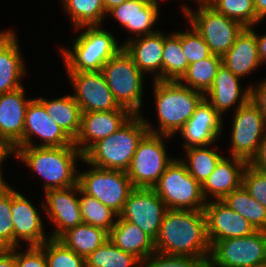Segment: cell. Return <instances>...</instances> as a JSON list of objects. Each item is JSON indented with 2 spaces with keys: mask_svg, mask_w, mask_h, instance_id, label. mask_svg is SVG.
Masks as SVG:
<instances>
[{
  "mask_svg": "<svg viewBox=\"0 0 266 267\" xmlns=\"http://www.w3.org/2000/svg\"><path fill=\"white\" fill-rule=\"evenodd\" d=\"M131 56L138 69L145 72L156 73L153 80L162 81V53L164 48V33L158 31L137 38H130L121 44Z\"/></svg>",
  "mask_w": 266,
  "mask_h": 267,
  "instance_id": "obj_24",
  "label": "cell"
},
{
  "mask_svg": "<svg viewBox=\"0 0 266 267\" xmlns=\"http://www.w3.org/2000/svg\"><path fill=\"white\" fill-rule=\"evenodd\" d=\"M242 186L262 206L266 208V173L250 165L245 167Z\"/></svg>",
  "mask_w": 266,
  "mask_h": 267,
  "instance_id": "obj_43",
  "label": "cell"
},
{
  "mask_svg": "<svg viewBox=\"0 0 266 267\" xmlns=\"http://www.w3.org/2000/svg\"><path fill=\"white\" fill-rule=\"evenodd\" d=\"M16 36L13 30L0 32V94L23 87L26 71Z\"/></svg>",
  "mask_w": 266,
  "mask_h": 267,
  "instance_id": "obj_25",
  "label": "cell"
},
{
  "mask_svg": "<svg viewBox=\"0 0 266 267\" xmlns=\"http://www.w3.org/2000/svg\"><path fill=\"white\" fill-rule=\"evenodd\" d=\"M240 79L221 63L211 88L204 95L221 116L235 104L237 109L250 100V87L243 90Z\"/></svg>",
  "mask_w": 266,
  "mask_h": 267,
  "instance_id": "obj_23",
  "label": "cell"
},
{
  "mask_svg": "<svg viewBox=\"0 0 266 267\" xmlns=\"http://www.w3.org/2000/svg\"><path fill=\"white\" fill-rule=\"evenodd\" d=\"M9 154H13L12 150L6 146L3 143H0V187H3L7 185L8 183L3 179L2 175V163L6 158L9 156Z\"/></svg>",
  "mask_w": 266,
  "mask_h": 267,
  "instance_id": "obj_49",
  "label": "cell"
},
{
  "mask_svg": "<svg viewBox=\"0 0 266 267\" xmlns=\"http://www.w3.org/2000/svg\"><path fill=\"white\" fill-rule=\"evenodd\" d=\"M158 4V0H127L109 10L107 15H112L137 38L157 32L151 28L160 14Z\"/></svg>",
  "mask_w": 266,
  "mask_h": 267,
  "instance_id": "obj_22",
  "label": "cell"
},
{
  "mask_svg": "<svg viewBox=\"0 0 266 267\" xmlns=\"http://www.w3.org/2000/svg\"><path fill=\"white\" fill-rule=\"evenodd\" d=\"M101 72L118 104L140 114L144 74L123 47L103 65Z\"/></svg>",
  "mask_w": 266,
  "mask_h": 267,
  "instance_id": "obj_6",
  "label": "cell"
},
{
  "mask_svg": "<svg viewBox=\"0 0 266 267\" xmlns=\"http://www.w3.org/2000/svg\"><path fill=\"white\" fill-rule=\"evenodd\" d=\"M187 31H181V47L188 64L195 63L212 55L209 46L193 26Z\"/></svg>",
  "mask_w": 266,
  "mask_h": 267,
  "instance_id": "obj_41",
  "label": "cell"
},
{
  "mask_svg": "<svg viewBox=\"0 0 266 267\" xmlns=\"http://www.w3.org/2000/svg\"><path fill=\"white\" fill-rule=\"evenodd\" d=\"M44 252L48 267H86L85 258L67 248L58 239H48L40 246Z\"/></svg>",
  "mask_w": 266,
  "mask_h": 267,
  "instance_id": "obj_39",
  "label": "cell"
},
{
  "mask_svg": "<svg viewBox=\"0 0 266 267\" xmlns=\"http://www.w3.org/2000/svg\"><path fill=\"white\" fill-rule=\"evenodd\" d=\"M82 173L78 172V185L87 195L95 197L118 215L134 186L126 171L101 169L92 165Z\"/></svg>",
  "mask_w": 266,
  "mask_h": 267,
  "instance_id": "obj_11",
  "label": "cell"
},
{
  "mask_svg": "<svg viewBox=\"0 0 266 267\" xmlns=\"http://www.w3.org/2000/svg\"><path fill=\"white\" fill-rule=\"evenodd\" d=\"M103 1H104L105 12L107 13L112 8L121 5L127 0H103Z\"/></svg>",
  "mask_w": 266,
  "mask_h": 267,
  "instance_id": "obj_51",
  "label": "cell"
},
{
  "mask_svg": "<svg viewBox=\"0 0 266 267\" xmlns=\"http://www.w3.org/2000/svg\"><path fill=\"white\" fill-rule=\"evenodd\" d=\"M15 248L16 267H48L45 252L40 246H28L24 251Z\"/></svg>",
  "mask_w": 266,
  "mask_h": 267,
  "instance_id": "obj_44",
  "label": "cell"
},
{
  "mask_svg": "<svg viewBox=\"0 0 266 267\" xmlns=\"http://www.w3.org/2000/svg\"><path fill=\"white\" fill-rule=\"evenodd\" d=\"M210 7L240 22L244 27L255 26L260 22L256 16L254 0H215Z\"/></svg>",
  "mask_w": 266,
  "mask_h": 267,
  "instance_id": "obj_38",
  "label": "cell"
},
{
  "mask_svg": "<svg viewBox=\"0 0 266 267\" xmlns=\"http://www.w3.org/2000/svg\"><path fill=\"white\" fill-rule=\"evenodd\" d=\"M198 11L182 6L189 25L201 35L212 54L223 56L235 43L236 37L245 28L240 22L216 12L210 6H199Z\"/></svg>",
  "mask_w": 266,
  "mask_h": 267,
  "instance_id": "obj_8",
  "label": "cell"
},
{
  "mask_svg": "<svg viewBox=\"0 0 266 267\" xmlns=\"http://www.w3.org/2000/svg\"><path fill=\"white\" fill-rule=\"evenodd\" d=\"M199 6H210L215 0H196Z\"/></svg>",
  "mask_w": 266,
  "mask_h": 267,
  "instance_id": "obj_52",
  "label": "cell"
},
{
  "mask_svg": "<svg viewBox=\"0 0 266 267\" xmlns=\"http://www.w3.org/2000/svg\"><path fill=\"white\" fill-rule=\"evenodd\" d=\"M259 85L250 87V100L260 110L266 120V78L258 83Z\"/></svg>",
  "mask_w": 266,
  "mask_h": 267,
  "instance_id": "obj_45",
  "label": "cell"
},
{
  "mask_svg": "<svg viewBox=\"0 0 266 267\" xmlns=\"http://www.w3.org/2000/svg\"><path fill=\"white\" fill-rule=\"evenodd\" d=\"M4 248L0 245V252L3 250Z\"/></svg>",
  "mask_w": 266,
  "mask_h": 267,
  "instance_id": "obj_54",
  "label": "cell"
},
{
  "mask_svg": "<svg viewBox=\"0 0 266 267\" xmlns=\"http://www.w3.org/2000/svg\"><path fill=\"white\" fill-rule=\"evenodd\" d=\"M17 159L44 179V192L78 185L77 158L83 154L74 145L59 147H18L13 151Z\"/></svg>",
  "mask_w": 266,
  "mask_h": 267,
  "instance_id": "obj_2",
  "label": "cell"
},
{
  "mask_svg": "<svg viewBox=\"0 0 266 267\" xmlns=\"http://www.w3.org/2000/svg\"><path fill=\"white\" fill-rule=\"evenodd\" d=\"M232 117L231 157L249 163L264 138L266 120L251 100L238 107Z\"/></svg>",
  "mask_w": 266,
  "mask_h": 267,
  "instance_id": "obj_12",
  "label": "cell"
},
{
  "mask_svg": "<svg viewBox=\"0 0 266 267\" xmlns=\"http://www.w3.org/2000/svg\"><path fill=\"white\" fill-rule=\"evenodd\" d=\"M208 262L213 267H266V231L215 241Z\"/></svg>",
  "mask_w": 266,
  "mask_h": 267,
  "instance_id": "obj_9",
  "label": "cell"
},
{
  "mask_svg": "<svg viewBox=\"0 0 266 267\" xmlns=\"http://www.w3.org/2000/svg\"><path fill=\"white\" fill-rule=\"evenodd\" d=\"M222 201L248 220L256 230L266 231V208L251 197L243 186L229 193Z\"/></svg>",
  "mask_w": 266,
  "mask_h": 267,
  "instance_id": "obj_33",
  "label": "cell"
},
{
  "mask_svg": "<svg viewBox=\"0 0 266 267\" xmlns=\"http://www.w3.org/2000/svg\"><path fill=\"white\" fill-rule=\"evenodd\" d=\"M62 4L75 29L82 26L102 25L107 15L103 0H62Z\"/></svg>",
  "mask_w": 266,
  "mask_h": 267,
  "instance_id": "obj_36",
  "label": "cell"
},
{
  "mask_svg": "<svg viewBox=\"0 0 266 267\" xmlns=\"http://www.w3.org/2000/svg\"><path fill=\"white\" fill-rule=\"evenodd\" d=\"M82 113L120 109L101 71H67Z\"/></svg>",
  "mask_w": 266,
  "mask_h": 267,
  "instance_id": "obj_14",
  "label": "cell"
},
{
  "mask_svg": "<svg viewBox=\"0 0 266 267\" xmlns=\"http://www.w3.org/2000/svg\"><path fill=\"white\" fill-rule=\"evenodd\" d=\"M162 81H178L189 66L181 47V32L164 34Z\"/></svg>",
  "mask_w": 266,
  "mask_h": 267,
  "instance_id": "obj_32",
  "label": "cell"
},
{
  "mask_svg": "<svg viewBox=\"0 0 266 267\" xmlns=\"http://www.w3.org/2000/svg\"><path fill=\"white\" fill-rule=\"evenodd\" d=\"M37 99L44 105L52 120L75 140L80 131L82 112L74 97L67 95L50 100L42 97Z\"/></svg>",
  "mask_w": 266,
  "mask_h": 267,
  "instance_id": "obj_29",
  "label": "cell"
},
{
  "mask_svg": "<svg viewBox=\"0 0 266 267\" xmlns=\"http://www.w3.org/2000/svg\"><path fill=\"white\" fill-rule=\"evenodd\" d=\"M247 165L248 163L242 159L223 157L202 184V193L206 202L209 195L213 196V200H222L232 191L239 189L242 186V177Z\"/></svg>",
  "mask_w": 266,
  "mask_h": 267,
  "instance_id": "obj_26",
  "label": "cell"
},
{
  "mask_svg": "<svg viewBox=\"0 0 266 267\" xmlns=\"http://www.w3.org/2000/svg\"><path fill=\"white\" fill-rule=\"evenodd\" d=\"M257 18L261 21L266 17V0H254Z\"/></svg>",
  "mask_w": 266,
  "mask_h": 267,
  "instance_id": "obj_50",
  "label": "cell"
},
{
  "mask_svg": "<svg viewBox=\"0 0 266 267\" xmlns=\"http://www.w3.org/2000/svg\"><path fill=\"white\" fill-rule=\"evenodd\" d=\"M167 211V206L153 188H134L119 216L155 240Z\"/></svg>",
  "mask_w": 266,
  "mask_h": 267,
  "instance_id": "obj_13",
  "label": "cell"
},
{
  "mask_svg": "<svg viewBox=\"0 0 266 267\" xmlns=\"http://www.w3.org/2000/svg\"><path fill=\"white\" fill-rule=\"evenodd\" d=\"M86 267H141V260L124 252L108 238L85 258Z\"/></svg>",
  "mask_w": 266,
  "mask_h": 267,
  "instance_id": "obj_35",
  "label": "cell"
},
{
  "mask_svg": "<svg viewBox=\"0 0 266 267\" xmlns=\"http://www.w3.org/2000/svg\"><path fill=\"white\" fill-rule=\"evenodd\" d=\"M204 212L210 245L215 241L246 237L257 231L248 220L226 206L222 200L207 201Z\"/></svg>",
  "mask_w": 266,
  "mask_h": 267,
  "instance_id": "obj_19",
  "label": "cell"
},
{
  "mask_svg": "<svg viewBox=\"0 0 266 267\" xmlns=\"http://www.w3.org/2000/svg\"><path fill=\"white\" fill-rule=\"evenodd\" d=\"M221 63V56L212 54L210 57L189 64L186 72L178 82L205 95L211 88Z\"/></svg>",
  "mask_w": 266,
  "mask_h": 267,
  "instance_id": "obj_31",
  "label": "cell"
},
{
  "mask_svg": "<svg viewBox=\"0 0 266 267\" xmlns=\"http://www.w3.org/2000/svg\"><path fill=\"white\" fill-rule=\"evenodd\" d=\"M42 141L40 145L32 142V136ZM74 140L47 114L44 105L37 99H32L26 109L23 147H59L70 146Z\"/></svg>",
  "mask_w": 266,
  "mask_h": 267,
  "instance_id": "obj_16",
  "label": "cell"
},
{
  "mask_svg": "<svg viewBox=\"0 0 266 267\" xmlns=\"http://www.w3.org/2000/svg\"><path fill=\"white\" fill-rule=\"evenodd\" d=\"M168 209L204 210L202 185L187 171L181 158H175L153 187Z\"/></svg>",
  "mask_w": 266,
  "mask_h": 267,
  "instance_id": "obj_7",
  "label": "cell"
},
{
  "mask_svg": "<svg viewBox=\"0 0 266 267\" xmlns=\"http://www.w3.org/2000/svg\"><path fill=\"white\" fill-rule=\"evenodd\" d=\"M12 223L14 227V248L20 246L21 240L27 246H41L46 240L42 218L36 207L23 194L11 187Z\"/></svg>",
  "mask_w": 266,
  "mask_h": 267,
  "instance_id": "obj_20",
  "label": "cell"
},
{
  "mask_svg": "<svg viewBox=\"0 0 266 267\" xmlns=\"http://www.w3.org/2000/svg\"><path fill=\"white\" fill-rule=\"evenodd\" d=\"M203 267H213L209 262H206Z\"/></svg>",
  "mask_w": 266,
  "mask_h": 267,
  "instance_id": "obj_53",
  "label": "cell"
},
{
  "mask_svg": "<svg viewBox=\"0 0 266 267\" xmlns=\"http://www.w3.org/2000/svg\"><path fill=\"white\" fill-rule=\"evenodd\" d=\"M207 261L202 258L181 255L153 253L141 261V267H203Z\"/></svg>",
  "mask_w": 266,
  "mask_h": 267,
  "instance_id": "obj_42",
  "label": "cell"
},
{
  "mask_svg": "<svg viewBox=\"0 0 266 267\" xmlns=\"http://www.w3.org/2000/svg\"><path fill=\"white\" fill-rule=\"evenodd\" d=\"M222 120V116L204 98L179 131L185 140L184 149L192 146H212L223 131Z\"/></svg>",
  "mask_w": 266,
  "mask_h": 267,
  "instance_id": "obj_21",
  "label": "cell"
},
{
  "mask_svg": "<svg viewBox=\"0 0 266 267\" xmlns=\"http://www.w3.org/2000/svg\"><path fill=\"white\" fill-rule=\"evenodd\" d=\"M31 100L25 98L24 87L0 94V143L12 152L23 147L25 114Z\"/></svg>",
  "mask_w": 266,
  "mask_h": 267,
  "instance_id": "obj_18",
  "label": "cell"
},
{
  "mask_svg": "<svg viewBox=\"0 0 266 267\" xmlns=\"http://www.w3.org/2000/svg\"><path fill=\"white\" fill-rule=\"evenodd\" d=\"M248 165L259 170H264L266 168V132L258 146L255 156L251 159Z\"/></svg>",
  "mask_w": 266,
  "mask_h": 267,
  "instance_id": "obj_46",
  "label": "cell"
},
{
  "mask_svg": "<svg viewBox=\"0 0 266 267\" xmlns=\"http://www.w3.org/2000/svg\"><path fill=\"white\" fill-rule=\"evenodd\" d=\"M133 115L125 107L111 111L82 113L81 127L74 145L84 155L96 142L113 134Z\"/></svg>",
  "mask_w": 266,
  "mask_h": 267,
  "instance_id": "obj_17",
  "label": "cell"
},
{
  "mask_svg": "<svg viewBox=\"0 0 266 267\" xmlns=\"http://www.w3.org/2000/svg\"><path fill=\"white\" fill-rule=\"evenodd\" d=\"M207 146H192L185 148L187 160L181 161L185 164L188 173L201 185L207 180L216 168L218 162L224 157L215 148Z\"/></svg>",
  "mask_w": 266,
  "mask_h": 267,
  "instance_id": "obj_34",
  "label": "cell"
},
{
  "mask_svg": "<svg viewBox=\"0 0 266 267\" xmlns=\"http://www.w3.org/2000/svg\"><path fill=\"white\" fill-rule=\"evenodd\" d=\"M154 246L160 254L193 256L208 262L211 245L204 210L168 209Z\"/></svg>",
  "mask_w": 266,
  "mask_h": 267,
  "instance_id": "obj_1",
  "label": "cell"
},
{
  "mask_svg": "<svg viewBox=\"0 0 266 267\" xmlns=\"http://www.w3.org/2000/svg\"><path fill=\"white\" fill-rule=\"evenodd\" d=\"M79 202L83 223L102 228L108 233L111 232L116 223L115 219L118 217L115 211L95 197L85 194L81 189Z\"/></svg>",
  "mask_w": 266,
  "mask_h": 267,
  "instance_id": "obj_37",
  "label": "cell"
},
{
  "mask_svg": "<svg viewBox=\"0 0 266 267\" xmlns=\"http://www.w3.org/2000/svg\"><path fill=\"white\" fill-rule=\"evenodd\" d=\"M11 187H0V245L4 249L14 248V227L12 223Z\"/></svg>",
  "mask_w": 266,
  "mask_h": 267,
  "instance_id": "obj_40",
  "label": "cell"
},
{
  "mask_svg": "<svg viewBox=\"0 0 266 267\" xmlns=\"http://www.w3.org/2000/svg\"><path fill=\"white\" fill-rule=\"evenodd\" d=\"M0 267H16L15 248L3 249L0 252Z\"/></svg>",
  "mask_w": 266,
  "mask_h": 267,
  "instance_id": "obj_47",
  "label": "cell"
},
{
  "mask_svg": "<svg viewBox=\"0 0 266 267\" xmlns=\"http://www.w3.org/2000/svg\"><path fill=\"white\" fill-rule=\"evenodd\" d=\"M147 133L143 116L134 114L113 134L96 142L83 155L82 162L101 169L126 171L139 142Z\"/></svg>",
  "mask_w": 266,
  "mask_h": 267,
  "instance_id": "obj_4",
  "label": "cell"
},
{
  "mask_svg": "<svg viewBox=\"0 0 266 267\" xmlns=\"http://www.w3.org/2000/svg\"><path fill=\"white\" fill-rule=\"evenodd\" d=\"M155 108L159 127L153 128L144 117L149 133L172 137L179 132L204 99V94L181 85L178 81L153 80Z\"/></svg>",
  "mask_w": 266,
  "mask_h": 267,
  "instance_id": "obj_3",
  "label": "cell"
},
{
  "mask_svg": "<svg viewBox=\"0 0 266 267\" xmlns=\"http://www.w3.org/2000/svg\"><path fill=\"white\" fill-rule=\"evenodd\" d=\"M254 34H255V39L257 42V49H258V56L262 63H266V34L265 35H259L253 30V26L248 27Z\"/></svg>",
  "mask_w": 266,
  "mask_h": 267,
  "instance_id": "obj_48",
  "label": "cell"
},
{
  "mask_svg": "<svg viewBox=\"0 0 266 267\" xmlns=\"http://www.w3.org/2000/svg\"><path fill=\"white\" fill-rule=\"evenodd\" d=\"M109 238L118 248L135 255L141 261L156 252L154 240L137 225L123 220L119 215Z\"/></svg>",
  "mask_w": 266,
  "mask_h": 267,
  "instance_id": "obj_28",
  "label": "cell"
},
{
  "mask_svg": "<svg viewBox=\"0 0 266 267\" xmlns=\"http://www.w3.org/2000/svg\"><path fill=\"white\" fill-rule=\"evenodd\" d=\"M80 28L86 30L73 39L72 50L61 48L66 71H101L123 46L118 45L116 38L100 25L82 26L76 30Z\"/></svg>",
  "mask_w": 266,
  "mask_h": 267,
  "instance_id": "obj_5",
  "label": "cell"
},
{
  "mask_svg": "<svg viewBox=\"0 0 266 267\" xmlns=\"http://www.w3.org/2000/svg\"><path fill=\"white\" fill-rule=\"evenodd\" d=\"M169 137L148 132L141 139L126 170L134 188H153L174 160L167 155L165 148L164 139Z\"/></svg>",
  "mask_w": 266,
  "mask_h": 267,
  "instance_id": "obj_10",
  "label": "cell"
},
{
  "mask_svg": "<svg viewBox=\"0 0 266 267\" xmlns=\"http://www.w3.org/2000/svg\"><path fill=\"white\" fill-rule=\"evenodd\" d=\"M79 195V185L45 191L46 201L42 203L43 208L49 221L55 226L50 238L58 239L67 230L83 223Z\"/></svg>",
  "mask_w": 266,
  "mask_h": 267,
  "instance_id": "obj_15",
  "label": "cell"
},
{
  "mask_svg": "<svg viewBox=\"0 0 266 267\" xmlns=\"http://www.w3.org/2000/svg\"><path fill=\"white\" fill-rule=\"evenodd\" d=\"M221 58L222 64L234 75L242 78L252 74L261 65L255 34L245 27L236 37L233 46Z\"/></svg>",
  "mask_w": 266,
  "mask_h": 267,
  "instance_id": "obj_27",
  "label": "cell"
},
{
  "mask_svg": "<svg viewBox=\"0 0 266 267\" xmlns=\"http://www.w3.org/2000/svg\"><path fill=\"white\" fill-rule=\"evenodd\" d=\"M109 238V233L102 228L81 223L64 232L58 240L76 254L87 258Z\"/></svg>",
  "mask_w": 266,
  "mask_h": 267,
  "instance_id": "obj_30",
  "label": "cell"
}]
</instances>
